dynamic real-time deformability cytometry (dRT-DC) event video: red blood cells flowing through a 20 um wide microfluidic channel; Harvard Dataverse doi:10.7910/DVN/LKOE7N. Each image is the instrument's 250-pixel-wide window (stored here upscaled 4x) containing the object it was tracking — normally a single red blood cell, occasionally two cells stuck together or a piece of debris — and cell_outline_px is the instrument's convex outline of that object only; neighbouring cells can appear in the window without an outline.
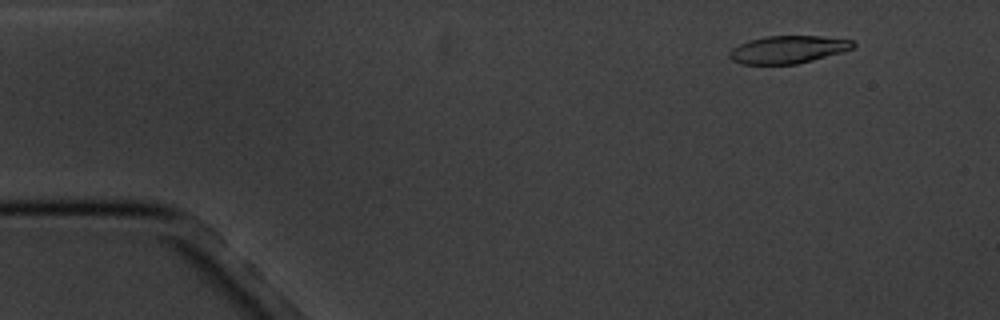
{"species": "common noctule bat (a hibernating species)", "species_latin": "Nyctalus noctula", "temperature_condition": "cold", "stored_images_in_passage": 4, "camera_frame_rate_fps": 3000, "um_per_image_px": 0.085, "animal": {"sex": "male", "body_mass_g": 20.1, "forearm_length_mm": 53.5}, "frame": {"image": 1, "passage_image": 2, "time_ms": 1.333, "image_size_px": [1000, 320], "cell_outline_px": [[856, 44], [852, 48], [840, 52], [812, 60], [796, 64], [740, 64], [732, 60], [728, 56], [728, 52], [732, 48], [748, 40], [764, 36], [820, 36], [856, 40]], "centroid_in_image_um": [66.95, 4.2], "position_along_channel_um": 18.0, "area_um2": 19.94}}